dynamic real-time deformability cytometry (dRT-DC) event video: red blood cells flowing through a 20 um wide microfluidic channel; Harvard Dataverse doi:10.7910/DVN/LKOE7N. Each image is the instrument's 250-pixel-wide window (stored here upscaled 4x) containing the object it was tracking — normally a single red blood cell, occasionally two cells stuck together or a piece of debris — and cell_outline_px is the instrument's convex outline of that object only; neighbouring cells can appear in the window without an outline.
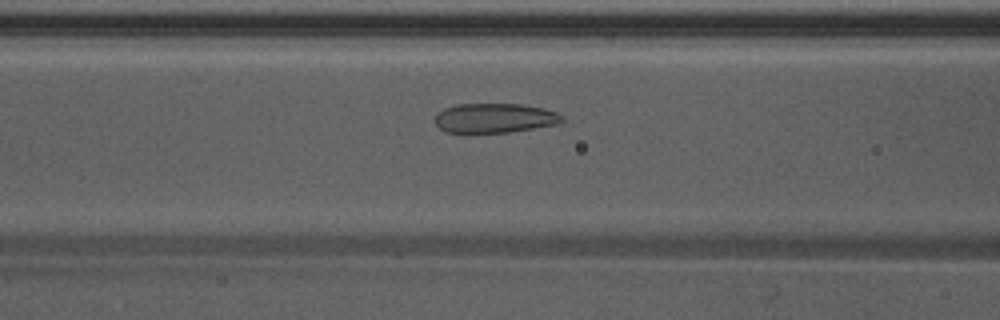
{"species": "Egyptian fruit bat (a non-hibernating species)", "species_latin": "Rousettus aegyptiacus", "temperature_condition": "warm", "stored_images_in_passage": 37, "camera_frame_rate_fps": 3000, "um_per_image_px": 0.085, "animal": {"sex": "male"}, "frame": {"image": 1, "passage_image": 5, "time_ms": 1.333, "image_size_px": [1000, 320], "cell_outline_px": [[564, 124], [508, 132], [468, 136], [444, 132], [432, 120], [444, 108], [456, 104], [520, 104], [544, 108], [560, 112], [564, 116]], "centroid_in_image_um": [42.05, 10.08], "position_along_channel_um": 124.5, "area_um2": 23.12}}
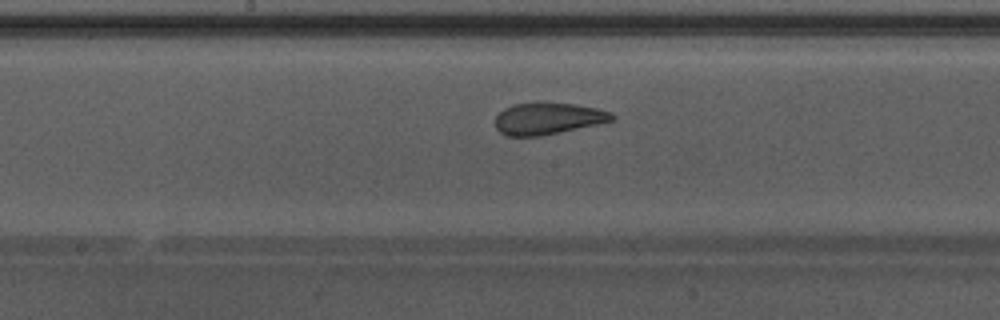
{"frame": {"image": 2, "passage_image": 11, "time_ms": 3.333, "image_size_px": [1000, 320], "cell_outline_px": [[616, 116], [612, 120], [596, 124], [560, 132], [540, 136], [504, 136], [496, 128], [496, 116], [504, 108], [512, 104], [540, 100], [576, 104], [596, 108], [612, 112]], "centroid_in_image_um": [46.54, 10.04], "position_along_channel_um": 201.7, "area_um2": 22.08}}
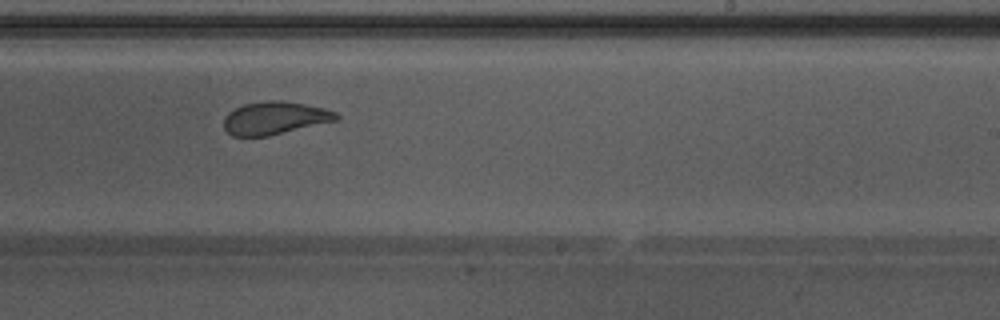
{"frame": {"image": 3, "passage_image": 16, "time_ms": 5.0, "image_size_px": [1000, 320], "cell_outline_px": [[340, 116], [336, 120], [268, 136], [232, 136], [224, 128], [224, 116], [228, 112], [244, 104], [268, 100], [280, 100], [304, 104], [324, 108], [336, 112]], "centroid_in_image_um": [23.33, 10.03], "position_along_channel_um": 265.7, "area_um2": 21.33}}